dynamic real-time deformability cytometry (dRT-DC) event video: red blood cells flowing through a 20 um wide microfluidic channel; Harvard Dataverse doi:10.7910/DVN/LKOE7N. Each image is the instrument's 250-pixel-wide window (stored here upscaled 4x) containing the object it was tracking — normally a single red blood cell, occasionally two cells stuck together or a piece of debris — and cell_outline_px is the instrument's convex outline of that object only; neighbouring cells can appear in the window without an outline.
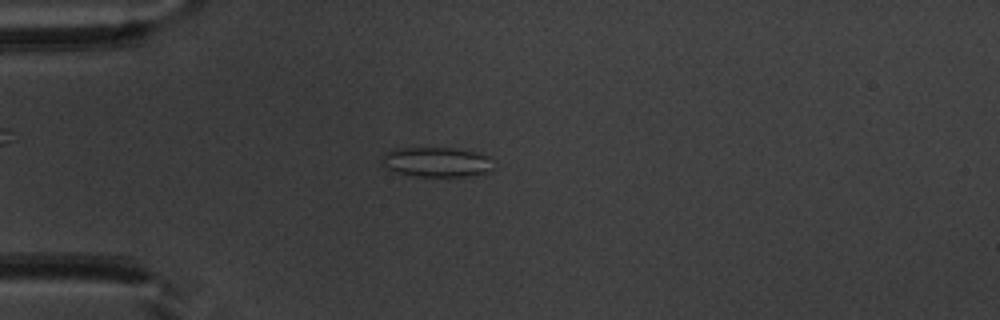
{"species": "common noctule bat (a hibernating species)", "species_latin": "Nyctalus noctula", "temperature_condition": "warm", "stored_images_in_passage": 38, "camera_frame_rate_fps": 3000, "um_per_image_px": 0.085, "animal": {"sex": "male", "body_mass_g": 20.1, "forearm_length_mm": 53.5}, "frame": {"image": 1, "passage_image": 1, "time_ms": 0.0, "image_size_px": [1000, 320], "cell_outline_px": [[492, 168], [488, 172], [468, 176], [420, 176], [396, 172], [384, 168], [380, 164], [380, 160], [384, 152], [392, 148], [452, 148], [476, 152], [488, 156]], "centroid_in_image_um": [37.01, 13.76], "position_along_channel_um": 48.0, "area_um2": 19.42}}
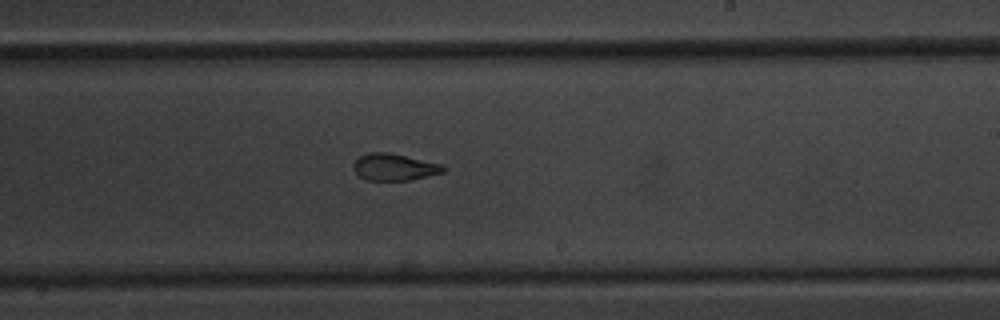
{"frame": {"image": 2, "passage_image": 18, "time_ms": 5.667, "image_size_px": [1000, 320], "cell_outline_px": [[448, 168], [444, 172], [408, 180], [368, 180], [360, 176], [352, 168], [352, 164], [360, 156], [368, 152], [392, 152], [440, 164]], "centroid_in_image_um": [33.5, 14.18], "position_along_channel_um": 255.5, "area_um2": 14.05}}
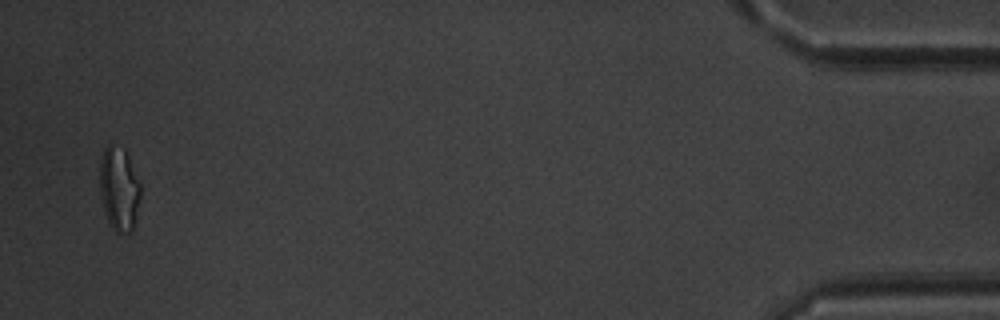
{"frame": {"image": 3, "passage_image": 37, "time_ms": 12.0, "image_size_px": [1000, 320], "cell_outline_px": [[140, 196], [132, 232], [120, 236], [112, 228], [104, 212], [100, 196], [100, 160], [104, 148], [108, 144], [112, 144], [124, 148], [128, 156], [140, 184]], "centroid_in_image_um": [10.1, 16.07], "position_along_channel_um": 425.1, "area_um2": 20.06}, "authors_computed_cell_mechanics": {"area_um2": 15.0569, "velocity_mm_per_s": 3.9581, "shape_relaxation_time_tau1_ms": 8.0742, "shape_relaxation_time_tau2_ms": 1.6159, "deformation_change_tau1": 0.172, "deformation_change_tau2": 0.0878}}